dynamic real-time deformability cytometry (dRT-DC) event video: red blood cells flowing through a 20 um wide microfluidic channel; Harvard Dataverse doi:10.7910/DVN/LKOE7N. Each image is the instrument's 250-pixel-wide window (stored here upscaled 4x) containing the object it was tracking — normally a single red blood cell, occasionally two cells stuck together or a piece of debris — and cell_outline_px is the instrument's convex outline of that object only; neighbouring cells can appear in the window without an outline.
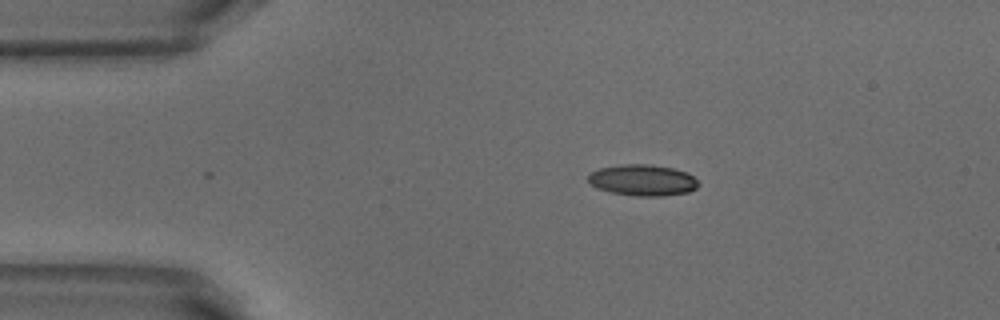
{"species": "common noctule bat (a hibernating species)", "species_latin": "Nyctalus noctula", "temperature_condition": "warm", "stored_images_in_passage": 2, "camera_frame_rate_fps": 3000, "um_per_image_px": 0.085, "animal": {"sex": "male", "body_mass_g": 18.8}, "frame": {"image": 1, "passage_image": 2, "time_ms": 0.333, "image_size_px": [1000, 320], "cell_outline_px": [[700, 184], [696, 188], [688, 192], [660, 196], [636, 196], [612, 192], [596, 188], [588, 180], [588, 176], [592, 172], [600, 168], [620, 164], [652, 164], [672, 168], [684, 172], [692, 176]], "centroid_in_image_um": [54.62, 15.31], "position_along_channel_um": 30.4, "area_um2": 19.88}}